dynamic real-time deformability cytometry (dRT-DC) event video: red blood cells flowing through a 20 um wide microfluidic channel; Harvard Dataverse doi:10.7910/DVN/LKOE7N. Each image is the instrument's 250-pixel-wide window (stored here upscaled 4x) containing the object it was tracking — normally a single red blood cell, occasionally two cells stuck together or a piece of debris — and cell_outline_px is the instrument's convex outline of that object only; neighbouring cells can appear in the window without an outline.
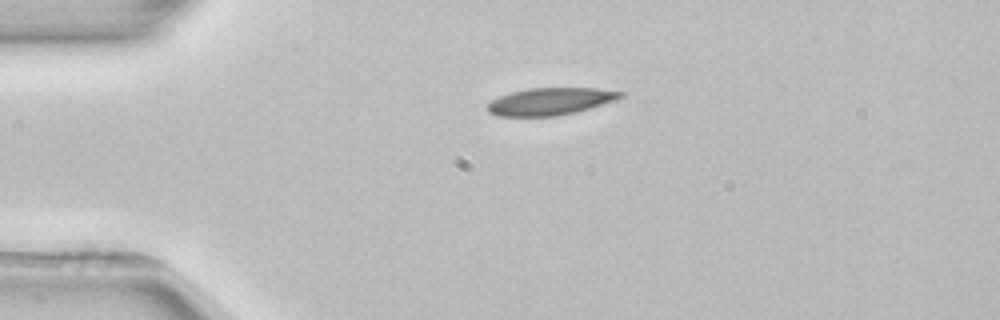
{"species": "common noctule bat (a hibernating species)", "species_latin": "Nyctalus noctula", "temperature_condition": "room temperature", "stored_images_in_passage": 2, "camera_frame_rate_fps": 3000, "um_per_image_px": 0.085, "animal": {"sex": "female", "body_mass_g": 22.7, "forearm_length_mm": 54.2}, "frame": {"image": 1, "passage_image": 1, "time_ms": 0.0, "image_size_px": [1000, 320], "cell_outline_px": [[624, 96], [616, 100], [576, 112], [556, 116], [500, 116], [488, 112], [488, 104], [492, 100], [500, 96], [512, 92], [528, 88], [596, 88], [624, 92]], "centroid_in_image_um": [46.8, 8.61], "position_along_channel_um": 38.2, "area_um2": 20.98}}
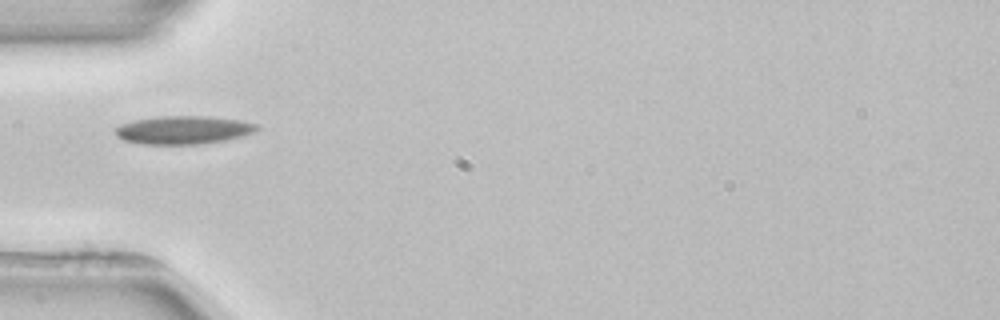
{"frame": {"image": 2, "passage_image": 2, "time_ms": 1.667, "image_size_px": [1000, 320], "cell_outline_px": [[260, 128], [256, 132], [224, 140], [196, 144], [140, 144], [124, 140], [116, 136], [116, 128], [120, 124], [136, 120], [160, 116], [208, 116], [240, 120], [256, 124]], "centroid_in_image_um": [15.59, 11.04], "position_along_channel_um": 69.4, "area_um2": 23.12}}